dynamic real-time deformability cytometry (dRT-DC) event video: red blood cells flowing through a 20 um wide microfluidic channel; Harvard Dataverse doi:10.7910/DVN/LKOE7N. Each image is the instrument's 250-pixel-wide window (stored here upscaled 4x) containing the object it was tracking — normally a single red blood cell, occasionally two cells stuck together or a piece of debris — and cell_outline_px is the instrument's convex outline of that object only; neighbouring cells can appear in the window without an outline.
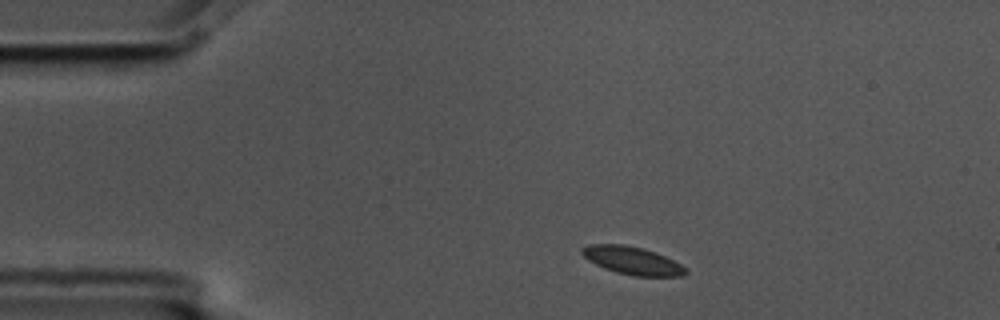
{"species": "common noctule bat (a hibernating species)", "species_latin": "Nyctalus noctula", "temperature_condition": "cold", "stored_images_in_passage": 7, "camera_frame_rate_fps": 3000, "um_per_image_px": 0.085, "animal": {"sex": "male", "body_mass_g": 17.5, "forearm_length_mm": 52.3}, "frame": {"image": 1, "passage_image": 1, "time_ms": 0.0, "image_size_px": [1000, 320], "cell_outline_px": [[688, 272], [680, 276], [632, 276], [616, 272], [604, 268], [588, 260], [580, 252], [580, 248], [588, 244], [624, 244], [644, 248], [656, 252], [680, 264]], "centroid_in_image_um": [53.7, 22.13], "position_along_channel_um": 31.3, "area_um2": 16.82}}
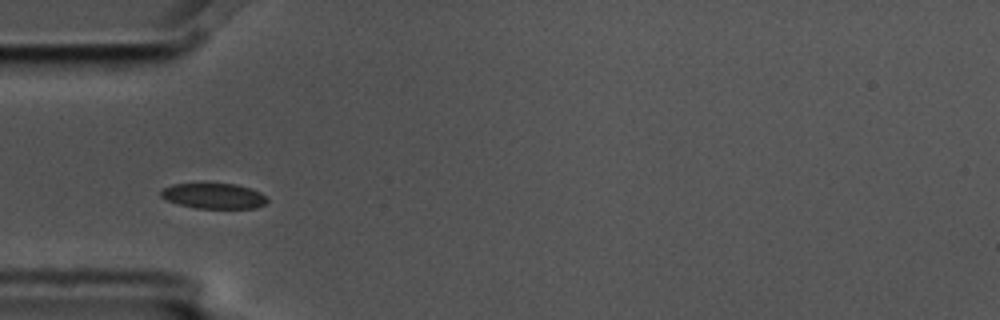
{"frame": {"image": 2, "passage_image": 3, "time_ms": 0.667, "image_size_px": [1000, 320], "cell_outline_px": [[268, 200], [264, 204], [256, 208], [196, 208], [180, 204], [168, 200], [160, 196], [160, 192], [164, 188], [172, 184], [236, 184], [260, 192]], "centroid_in_image_um": [18.17, 16.66], "position_along_channel_um": 66.8, "area_um2": 15.43}}